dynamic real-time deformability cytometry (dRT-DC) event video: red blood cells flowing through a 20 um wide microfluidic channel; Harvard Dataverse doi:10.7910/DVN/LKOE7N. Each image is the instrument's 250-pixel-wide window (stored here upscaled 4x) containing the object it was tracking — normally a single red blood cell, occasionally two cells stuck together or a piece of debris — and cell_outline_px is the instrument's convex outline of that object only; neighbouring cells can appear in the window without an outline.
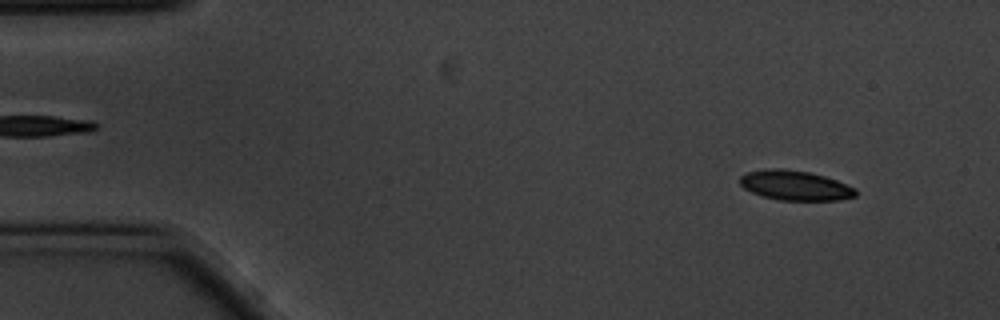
{"species": "common noctule bat (a hibernating species)", "species_latin": "Nyctalus noctula", "temperature_condition": "cold", "stored_images_in_passage": 53, "camera_frame_rate_fps": 3000, "um_per_image_px": 0.085, "animal": {"sex": "male", "body_mass_g": 20.1, "forearm_length_mm": 53.5}, "frame": {"image": 1, "passage_image": 1, "time_ms": 0.0, "image_size_px": [1000, 320], "cell_outline_px": [[856, 196], [840, 200], [780, 200], [760, 196], [744, 188], [740, 184], [740, 176], [748, 172], [772, 168], [784, 168], [808, 172], [824, 176], [836, 180], [856, 188]], "centroid_in_image_um": [67.58, 15.76], "position_along_channel_um": 17.4, "area_um2": 20.06}}
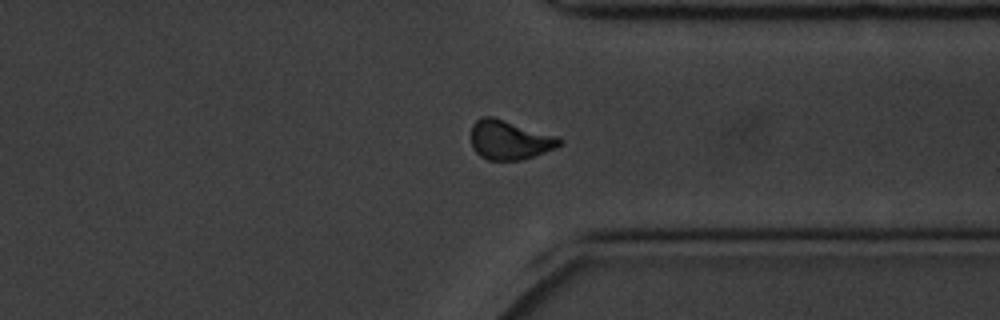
{"frame": {"image": 2, "passage_image": 39, "time_ms": 12.667, "image_size_px": [1000, 320], "cell_outline_px": [[564, 144], [556, 148], [520, 160], [488, 160], [480, 156], [472, 148], [472, 124], [480, 116], [492, 116], [560, 136], [564, 140]], "centroid_in_image_um": [43.35, 11.88], "position_along_channel_um": 368.0, "area_um2": 20.52}}
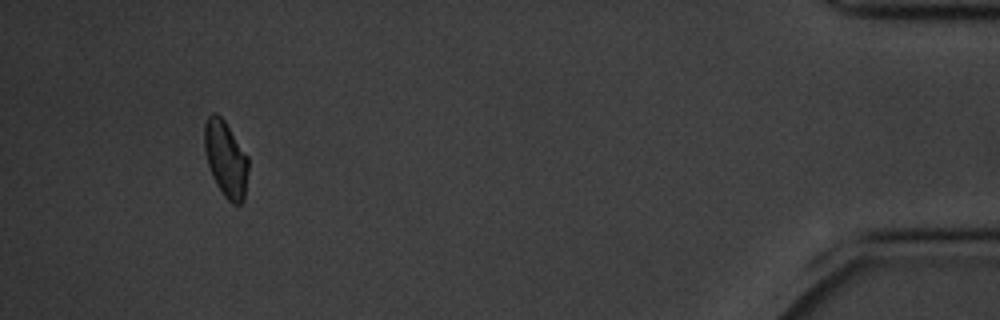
{"frame": {"image": 3, "passage_image": 49, "time_ms": 16.0, "image_size_px": [1000, 320], "cell_outline_px": [[248, 172], [244, 200], [240, 204], [232, 204], [224, 196], [216, 184], [208, 164], [204, 148], [204, 124], [208, 116], [212, 112], [216, 112], [224, 120], [248, 156]], "centroid_in_image_um": [19.19, 13.5], "position_along_channel_um": 416.0, "area_um2": 19.48}, "authors_computed_cell_mechanics": {"area_um2": 20.5768, "velocity_mm_per_s": 3.4815, "shape_relaxation_time_tau1_ms": 2.4344, "shape_relaxation_time_tau2_ms": 4.4343, "deformation_change_tau1": 0.097, "deformation_change_tau2": 0.0795}}